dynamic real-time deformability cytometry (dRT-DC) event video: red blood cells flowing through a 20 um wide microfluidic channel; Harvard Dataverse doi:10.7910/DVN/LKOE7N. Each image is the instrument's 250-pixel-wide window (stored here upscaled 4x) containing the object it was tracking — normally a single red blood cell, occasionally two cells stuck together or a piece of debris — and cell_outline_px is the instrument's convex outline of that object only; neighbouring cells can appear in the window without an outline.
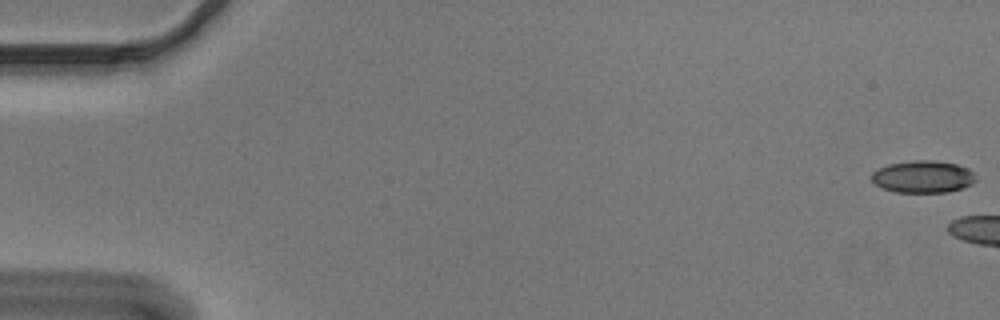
{"species": "Egyptian fruit bat (a non-hibernating species)", "species_latin": "Rousettus aegyptiacus", "temperature_condition": "cold", "stored_images_in_passage": 5, "camera_frame_rate_fps": 3000, "um_per_image_px": 0.085, "animal": {"sex": "male"}, "frame": {"image": 1, "passage_image": 1, "time_ms": 0.0, "image_size_px": [1000, 320], "cell_outline_px": [[976, 180], [972, 184], [948, 192], [896, 192], [880, 188], [872, 180], [872, 172], [888, 164], [912, 160], [932, 160], [956, 164], [968, 168], [972, 172]], "centroid_in_image_um": [78.43, 15.02], "position_along_channel_um": 6.6, "area_um2": 19.48}}